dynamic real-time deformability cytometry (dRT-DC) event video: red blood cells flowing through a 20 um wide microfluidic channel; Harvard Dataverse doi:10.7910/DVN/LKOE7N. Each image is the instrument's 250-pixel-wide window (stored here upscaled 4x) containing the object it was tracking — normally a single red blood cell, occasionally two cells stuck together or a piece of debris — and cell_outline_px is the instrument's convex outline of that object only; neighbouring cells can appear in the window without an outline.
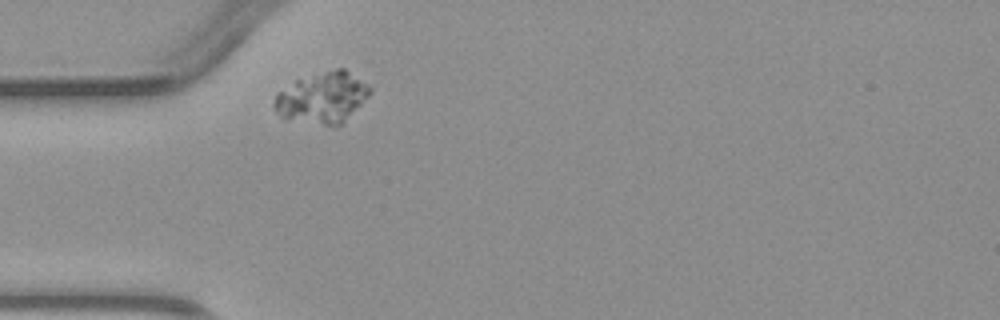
{"species": "common noctule bat (a hibernating species)", "species_latin": "Nyctalus noctula", "temperature_condition": "warm", "stored_images_in_passage": 1, "camera_frame_rate_fps": 3000, "um_per_image_px": 0.085, "animal": {"sex": "male", "body_mass_g": 23.1, "forearm_length_mm": 52.7}, "frame": {"image": 1, "passage_image": 1, "time_ms": 0.0, "image_size_px": [1000, 320], "cell_outline_px": [[372, 92], [340, 124], [324, 124], [284, 120], [276, 112], [272, 104], [276, 92], [296, 80], [336, 68], [344, 68], [368, 84], [372, 88]], "centroid_in_image_um": [27.35, 8.29], "position_along_channel_um": 57.7, "area_um2": 28.15}}